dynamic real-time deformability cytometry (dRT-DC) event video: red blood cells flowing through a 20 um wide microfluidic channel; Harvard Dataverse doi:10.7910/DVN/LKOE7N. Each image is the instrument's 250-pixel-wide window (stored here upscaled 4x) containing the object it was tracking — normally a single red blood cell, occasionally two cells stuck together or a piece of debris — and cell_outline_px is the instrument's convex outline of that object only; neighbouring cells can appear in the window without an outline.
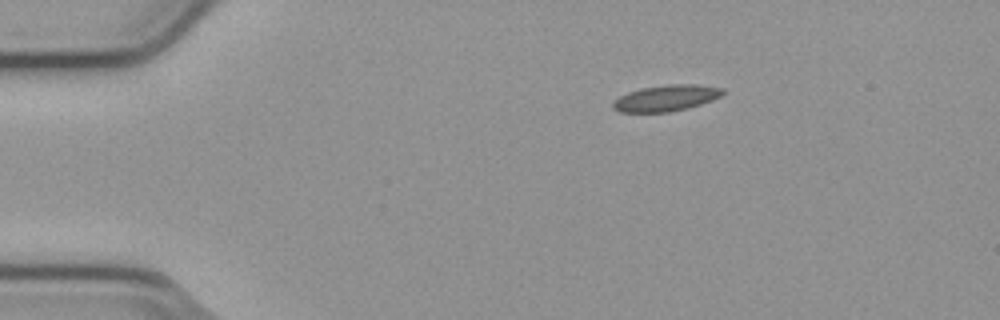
{"species": "common noctule bat (a hibernating species)", "species_latin": "Nyctalus noctula", "temperature_condition": "cold", "stored_images_in_passage": 46, "camera_frame_rate_fps": 3000, "um_per_image_px": 0.085, "animal": {"sex": "male", "body_mass_g": 23.1, "forearm_length_mm": 52.7}, "frame": {"image": 1, "passage_image": 1, "time_ms": 0.0, "image_size_px": [1000, 320], "cell_outline_px": [[724, 92], [720, 96], [712, 100], [688, 108], [668, 112], [620, 112], [612, 108], [612, 104], [620, 96], [628, 92], [640, 88], [668, 84], [696, 84], [724, 88]], "centroid_in_image_um": [56.62, 8.33], "position_along_channel_um": 28.4, "area_um2": 16.7}}
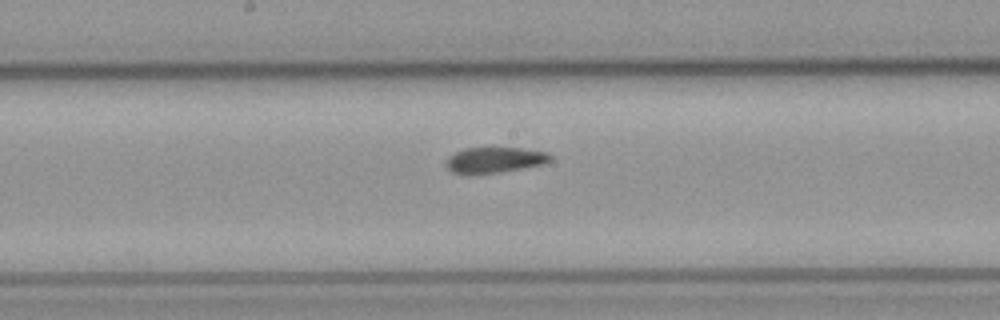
{"frame": {"image": 2, "passage_image": 20, "time_ms": 6.333, "image_size_px": [1000, 320], "cell_outline_px": [[552, 160], [544, 164], [500, 172], [468, 176], [464, 176], [452, 172], [444, 164], [448, 156], [464, 148], [520, 148], [548, 152], [552, 156]], "centroid_in_image_um": [42.0, 13.62], "position_along_channel_um": 206.2, "area_um2": 16.01}}
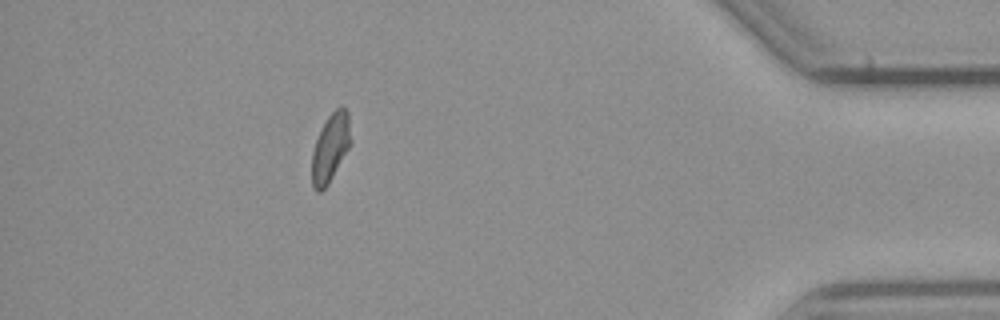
{"frame": {"image": 3, "passage_image": 40, "time_ms": 13.0, "image_size_px": [1000, 320], "cell_outline_px": [[348, 148], [328, 184], [320, 192], [316, 192], [312, 188], [312, 152], [316, 140], [328, 116], [340, 104], [348, 112]], "centroid_in_image_um": [28.03, 12.59], "position_along_channel_um": 407.2, "area_um2": 14.8}, "authors_computed_cell_mechanics": {"area_um2": 16.0684, "velocity_mm_per_s": 3.8008, "shape_relaxation_time_tau1_ms": null, "shape_relaxation_time_tau2_ms": 1.9127, "deformation_change_tau1": null, "deformation_change_tau2": 0.0657}}